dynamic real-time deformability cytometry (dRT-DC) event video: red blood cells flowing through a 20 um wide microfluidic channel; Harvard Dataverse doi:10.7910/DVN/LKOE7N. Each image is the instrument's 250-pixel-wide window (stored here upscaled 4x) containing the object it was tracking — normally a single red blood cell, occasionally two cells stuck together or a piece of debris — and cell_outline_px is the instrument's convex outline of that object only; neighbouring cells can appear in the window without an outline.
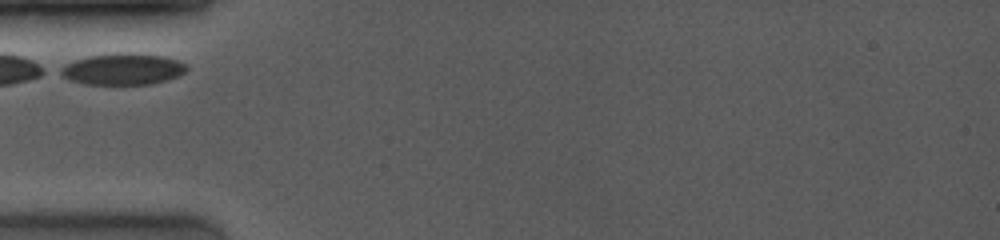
{"species": "common noctule bat (a hibernating species)", "species_latin": "Nyctalus noctula", "temperature_condition": "room temperature", "stored_images_in_passage": 4, "camera_frame_rate_fps": 4000, "um_per_image_px": 0.085, "animal": {"sex": "female", "body_mass_g": 19.0, "forearm_length_mm": 53.3}, "frame": {"image": 1, "passage_image": 1, "time_ms": 0.0, "image_size_px": [1000, 240], "cell_outline_px": [[188, 68], [180, 76], [168, 80], [152, 84], [84, 84], [68, 80], [56, 72], [60, 68], [76, 60], [88, 56], [160, 56], [176, 60], [184, 64]], "centroid_in_image_um": [10.4, 5.95], "position_along_channel_um": 74.6, "area_um2": 21.96}}